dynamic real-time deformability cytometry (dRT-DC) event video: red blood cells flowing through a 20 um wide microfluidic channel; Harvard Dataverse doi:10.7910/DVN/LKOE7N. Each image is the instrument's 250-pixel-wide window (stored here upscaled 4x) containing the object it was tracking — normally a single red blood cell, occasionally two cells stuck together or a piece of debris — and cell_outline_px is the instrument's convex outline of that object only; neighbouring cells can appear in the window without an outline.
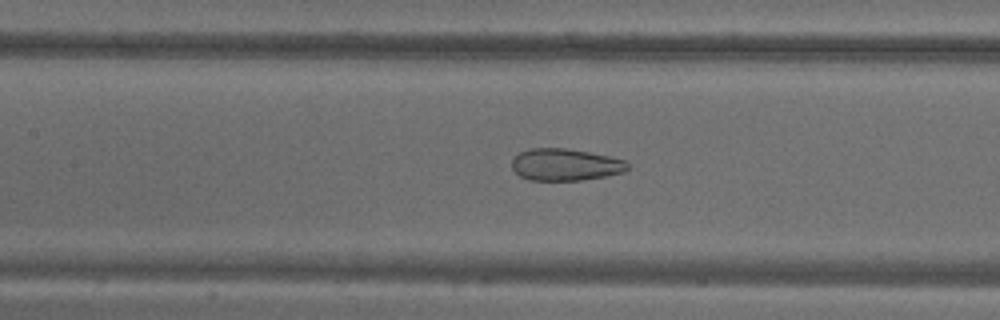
{"species": "common noctule bat (a hibernating species)", "species_latin": "Nyctalus noctula", "temperature_condition": "warm", "stored_images_in_passage": 26, "camera_frame_rate_fps": 3000, "um_per_image_px": 0.085, "animal": {"sex": "male", "body_mass_g": 18.8}, "frame": {"image": 1, "passage_image": 8, "time_ms": 2.333, "image_size_px": [1000, 320], "cell_outline_px": [[628, 168], [624, 172], [604, 176], [580, 180], [528, 180], [520, 176], [512, 168], [512, 160], [520, 152], [528, 148], [568, 148], [608, 156], [624, 160], [628, 164]], "centroid_in_image_um": [48.02, 13.99], "position_along_channel_um": 159.4, "area_um2": 21.44}}
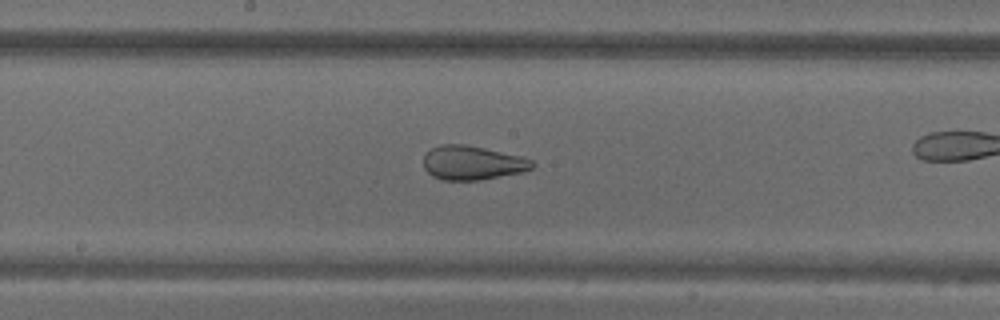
{"frame": {"image": 2, "passage_image": 12, "time_ms": 3.667, "image_size_px": [1000, 320], "cell_outline_px": [[536, 164], [532, 168], [520, 172], [480, 180], [444, 180], [432, 176], [424, 168], [424, 152], [440, 144], [464, 144], [524, 156], [532, 160]], "centroid_in_image_um": [40.14, 13.83], "position_along_channel_um": 208.1, "area_um2": 21.68}}